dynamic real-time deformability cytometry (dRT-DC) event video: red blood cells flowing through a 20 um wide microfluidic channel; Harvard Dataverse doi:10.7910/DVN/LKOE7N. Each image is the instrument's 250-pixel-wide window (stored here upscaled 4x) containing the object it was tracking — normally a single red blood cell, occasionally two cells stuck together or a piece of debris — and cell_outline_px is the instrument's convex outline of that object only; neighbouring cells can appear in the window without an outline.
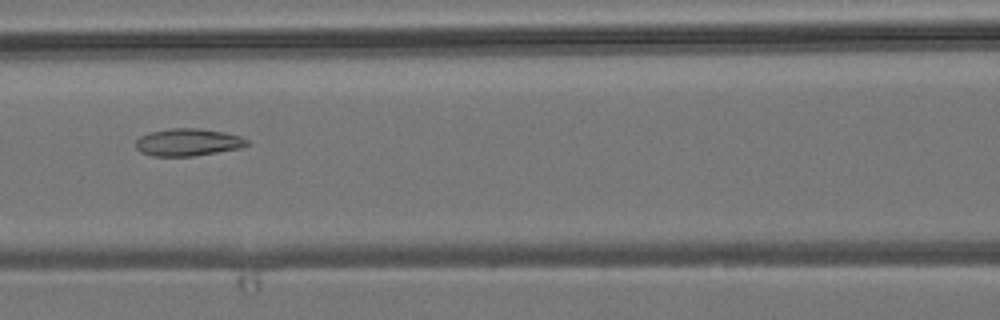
{"species": "common noctule bat (a hibernating species)", "species_latin": "Nyctalus noctula", "temperature_condition": "room temperature", "stored_images_in_passage": 6, "camera_frame_rate_fps": 3000, "um_per_image_px": 0.085, "animal": {"sex": "male", "body_mass_g": 19.2, "forearm_length_mm": 51.8}, "frame": {"image": 1, "passage_image": 6, "time_ms": 5.667, "image_size_px": [1000, 320], "cell_outline_px": [[248, 144], [240, 148], [192, 156], [152, 156], [140, 152], [136, 148], [136, 140], [140, 136], [152, 132], [168, 128], [200, 128], [224, 132], [240, 136], [248, 140]], "centroid_in_image_um": [15.96, 12.09], "position_along_channel_um": 150.6, "area_um2": 17.69}}